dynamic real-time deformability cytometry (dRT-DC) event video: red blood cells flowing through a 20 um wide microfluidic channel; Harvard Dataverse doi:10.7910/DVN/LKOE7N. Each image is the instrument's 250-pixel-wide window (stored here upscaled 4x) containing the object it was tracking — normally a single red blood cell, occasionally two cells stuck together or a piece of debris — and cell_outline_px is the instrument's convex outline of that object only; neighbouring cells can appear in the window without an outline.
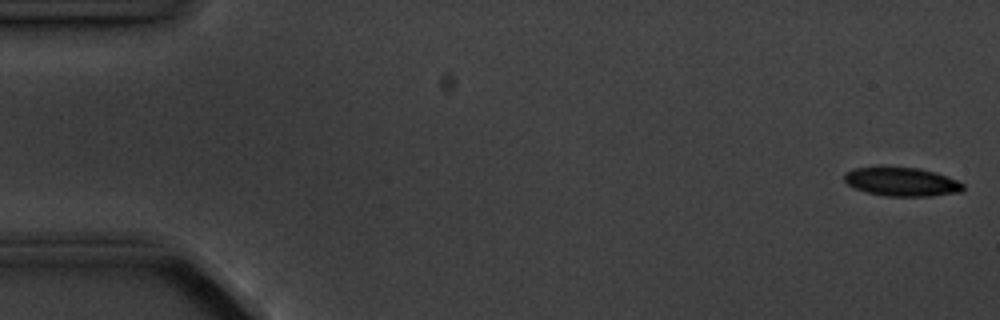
{"species": "common noctule bat (a hibernating species)", "species_latin": "Nyctalus noctula", "temperature_condition": "cold", "stored_images_in_passage": 5, "camera_frame_rate_fps": 3000, "um_per_image_px": 0.085, "animal": {"sex": "male", "body_mass_g": 20.1, "forearm_length_mm": 53.5}, "frame": {"image": 1, "passage_image": 1, "time_ms": 0.0, "image_size_px": [1000, 320], "cell_outline_px": [[964, 188], [960, 192], [932, 196], [888, 196], [868, 192], [856, 188], [848, 184], [844, 180], [844, 172], [852, 168], [876, 164], [920, 168], [936, 172], [956, 180], [964, 184]], "centroid_in_image_um": [76.59, 15.39], "position_along_channel_um": 8.4, "area_um2": 20.58}}
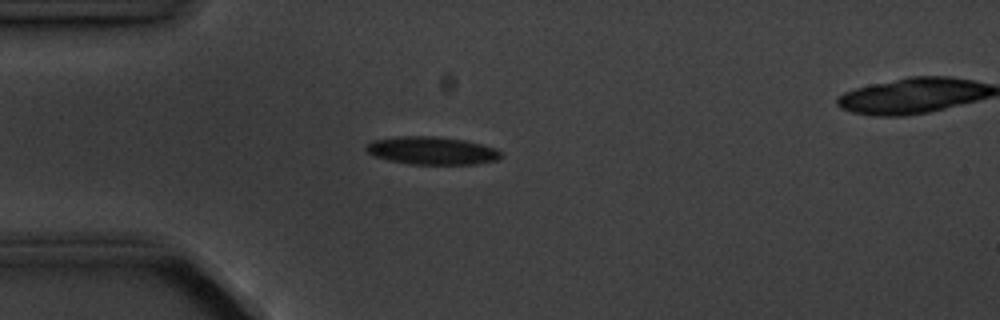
{"frame": {"image": 2, "passage_image": 4, "time_ms": 4.333, "image_size_px": [1000, 320], "cell_outline_px": [[500, 160], [476, 164], [412, 164], [388, 160], [372, 156], [364, 148], [364, 144], [372, 140], [396, 136], [436, 136], [464, 140], [496, 148], [500, 152]], "centroid_in_image_um": [36.66, 12.8], "position_along_channel_um": 48.3, "area_um2": 22.08}}